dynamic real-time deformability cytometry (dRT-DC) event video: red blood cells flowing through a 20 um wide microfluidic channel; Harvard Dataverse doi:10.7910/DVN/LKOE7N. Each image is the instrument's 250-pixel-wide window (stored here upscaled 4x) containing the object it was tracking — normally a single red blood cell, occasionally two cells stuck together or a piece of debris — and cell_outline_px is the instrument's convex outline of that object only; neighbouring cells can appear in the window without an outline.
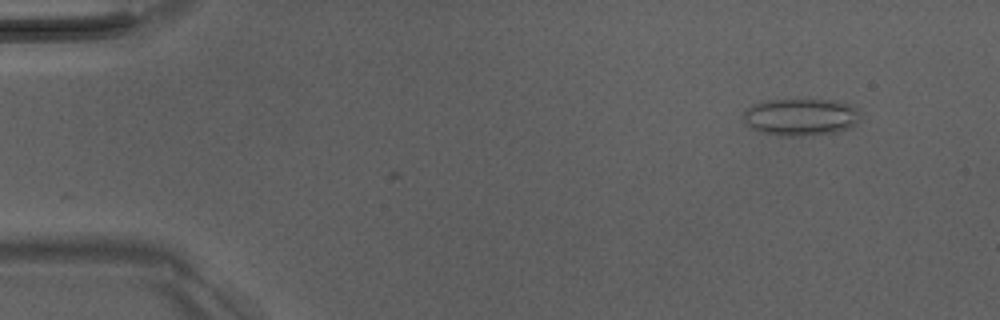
{"species": "Egyptian fruit bat (a non-hibernating species)", "species_latin": "Rousettus aegyptiacus", "temperature_condition": "room temperature", "stored_images_in_passage": 3, "camera_frame_rate_fps": 3000, "um_per_image_px": 0.085, "animal": {"sex": "male"}, "frame": {"image": 1, "passage_image": 1, "time_ms": 0.0, "image_size_px": [1000, 320], "cell_outline_px": [[860, 120], [856, 124], [848, 128], [836, 132], [800, 136], [780, 136], [760, 132], [752, 128], [744, 120], [744, 112], [748, 108], [756, 104], [768, 100], [832, 100], [852, 104], [856, 108], [860, 116]], "centroid_in_image_um": [68.1, 9.95], "position_along_channel_um": 16.9, "area_um2": 25.2}}